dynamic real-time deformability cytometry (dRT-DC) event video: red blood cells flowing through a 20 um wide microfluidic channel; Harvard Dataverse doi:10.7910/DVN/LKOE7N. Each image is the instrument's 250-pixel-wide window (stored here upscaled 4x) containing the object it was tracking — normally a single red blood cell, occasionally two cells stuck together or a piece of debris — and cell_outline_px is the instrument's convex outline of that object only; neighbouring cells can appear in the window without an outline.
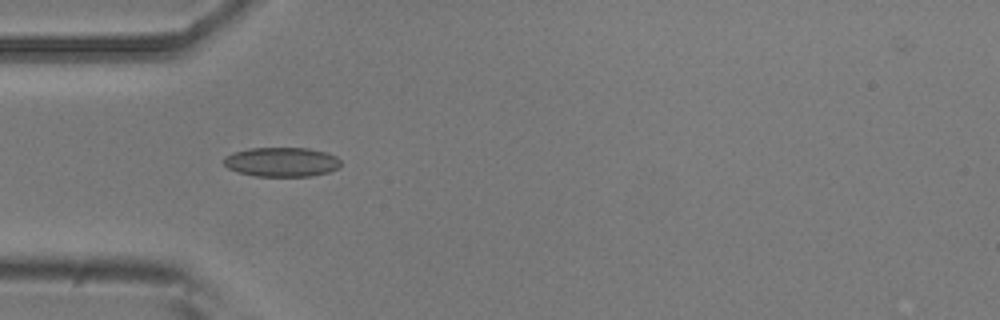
{"species": "common noctule bat (a hibernating species)", "species_latin": "Nyctalus noctula", "temperature_condition": "room temperature", "stored_images_in_passage": 40, "camera_frame_rate_fps": 3000, "um_per_image_px": 0.085, "animal": {"sex": "male", "body_mass_g": 20.5, "forearm_length_mm": 52.5}, "frame": {"image": 1, "passage_image": 4, "time_ms": 1.0, "image_size_px": [1000, 320], "cell_outline_px": [[340, 168], [328, 172], [312, 176], [256, 176], [240, 172], [228, 168], [224, 164], [224, 156], [232, 152], [248, 148], [308, 148], [324, 152], [336, 156], [340, 160]], "centroid_in_image_um": [23.94, 13.76], "position_along_channel_um": 61.1, "area_um2": 20.06}}
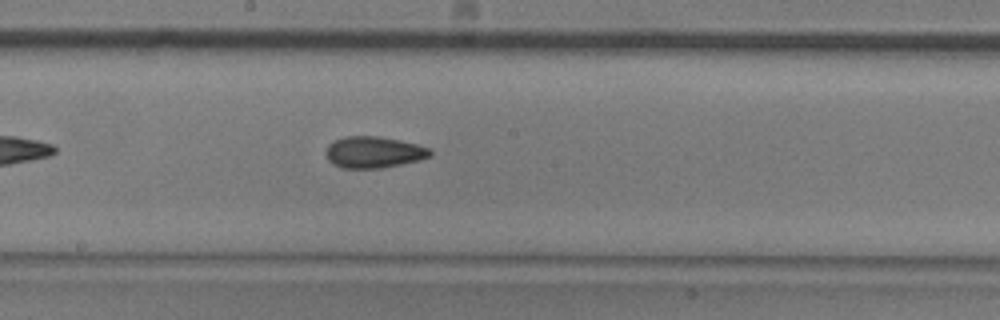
{"frame": {"image": 2, "passage_image": 16, "time_ms": 5.0, "image_size_px": [1000, 320], "cell_outline_px": [[432, 156], [420, 160], [380, 168], [344, 168], [328, 160], [328, 144], [344, 136], [380, 136], [400, 140], [432, 148]], "centroid_in_image_um": [31.84, 12.92], "position_along_channel_um": 216.4, "area_um2": 18.96}}
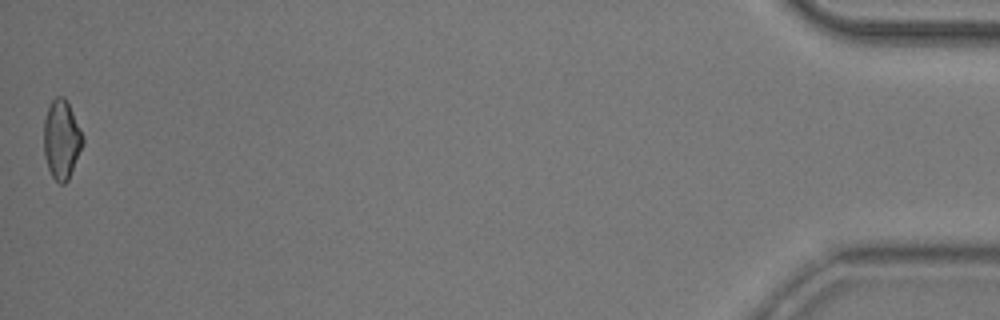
{"frame": {"image": 3, "passage_image": 40, "time_ms": 13.0, "image_size_px": [1000, 320], "cell_outline_px": [[84, 144], [68, 180], [64, 184], [60, 184], [52, 176], [48, 168], [44, 156], [44, 120], [48, 108], [52, 100], [56, 96], [64, 96], [84, 136]], "centroid_in_image_um": [5.24, 11.87], "position_along_channel_um": 430.0, "area_um2": 17.92}, "authors_computed_cell_mechanics": {"area_um2": 18.3515, "velocity_mm_per_s": 3.8907, "shape_relaxation_time_tau1_ms": 8.5766, "shape_relaxation_time_tau2_ms": 3.0154, "deformation_change_tau1": 0.1478, "deformation_change_tau2": 0.0805}}